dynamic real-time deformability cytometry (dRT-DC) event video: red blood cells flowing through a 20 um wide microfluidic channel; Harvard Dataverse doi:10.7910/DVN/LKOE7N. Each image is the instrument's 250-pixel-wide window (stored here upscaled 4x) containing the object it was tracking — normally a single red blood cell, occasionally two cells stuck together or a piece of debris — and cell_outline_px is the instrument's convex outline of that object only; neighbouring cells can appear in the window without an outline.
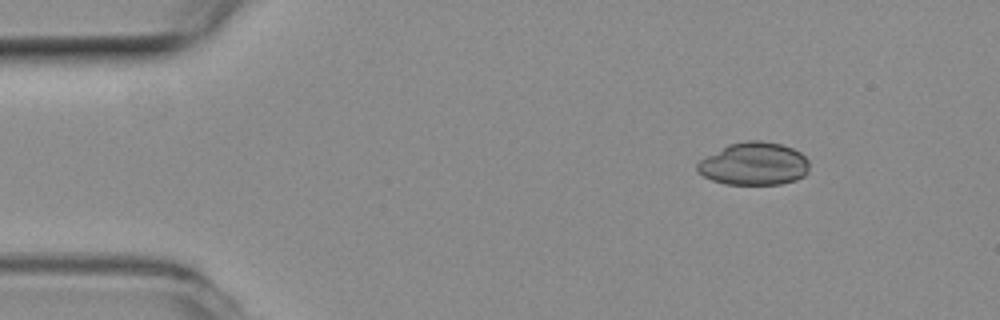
{"species": "common noctule bat (a hibernating species)", "species_latin": "Nyctalus noctula", "temperature_condition": "room temperature", "stored_images_in_passage": 4, "camera_frame_rate_fps": 3000, "um_per_image_px": 0.085, "animal": {"sex": "female", "body_mass_g": 19.3, "forearm_length_mm": 54.1}, "frame": {"image": 1, "passage_image": 1, "time_ms": 0.0, "image_size_px": [1000, 320], "cell_outline_px": [[808, 172], [804, 176], [796, 180], [780, 184], [724, 184], [712, 180], [704, 176], [696, 168], [696, 164], [700, 160], [728, 144], [744, 140], [760, 140], [780, 144], [792, 148], [800, 152], [808, 160]], "centroid_in_image_um": [64.09, 13.92], "position_along_channel_um": 20.9, "area_um2": 27.92}}